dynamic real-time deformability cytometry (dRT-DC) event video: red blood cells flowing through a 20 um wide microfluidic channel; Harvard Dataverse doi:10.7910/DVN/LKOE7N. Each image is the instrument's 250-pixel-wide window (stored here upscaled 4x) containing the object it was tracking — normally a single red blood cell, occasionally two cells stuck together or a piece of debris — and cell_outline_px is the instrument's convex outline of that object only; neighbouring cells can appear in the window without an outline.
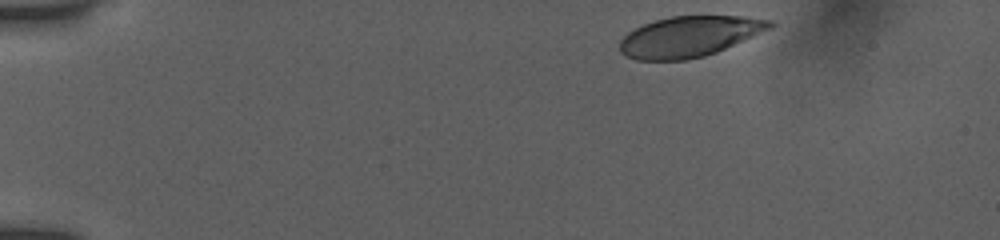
{"species": "human", "species_latin": "Homo sapiens", "temperature_condition": "room temperature", "stored_images_in_passage": 40, "camera_frame_rate_fps": 3000, "um_per_image_px": 0.085, "donor": {"sex": "female"}, "frame": {"image": 1, "passage_image": 1, "time_ms": 0.0, "image_size_px": [1000, 240], "cell_outline_px": [[776, 24], [772, 28], [716, 52], [704, 56], [688, 60], [636, 60], [624, 56], [620, 52], [620, 40], [628, 32], [644, 24], [656, 20], [672, 16], [748, 16], [772, 20]], "centroid_in_image_um": [58.61, 3.1], "position_along_channel_um": 26.4, "area_um2": 35.6}}
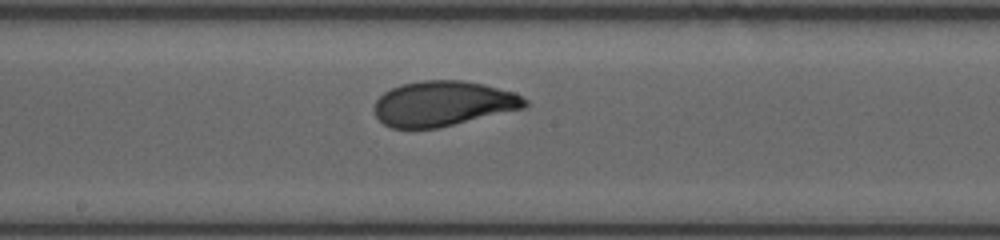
{"frame": {"image": 2, "passage_image": 23, "time_ms": 7.333, "image_size_px": [1000, 240], "cell_outline_px": [[528, 104], [524, 108], [436, 128], [392, 128], [384, 124], [376, 116], [376, 100], [384, 92], [400, 84], [424, 80], [464, 80], [484, 84], [516, 92], [528, 100]], "centroid_in_image_um": [37.69, 8.79], "position_along_channel_um": 210.5, "area_um2": 39.42}}
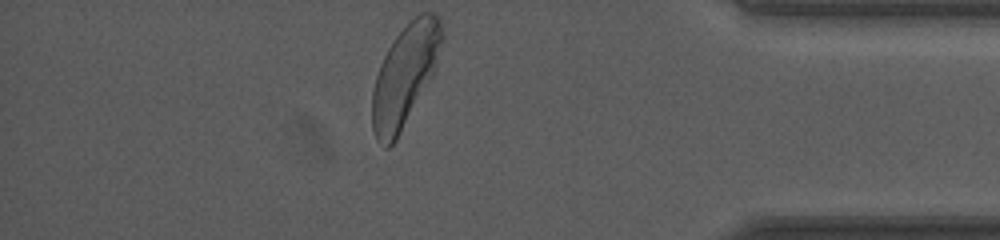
{"frame": {"image": 3, "passage_image": 40, "time_ms": 13.0, "image_size_px": [1000, 240], "cell_outline_px": [[444, 40], [432, 76], [396, 140], [388, 148], [384, 148], [376, 140], [372, 128], [372, 92], [376, 76], [380, 64], [388, 48], [396, 36], [420, 12], [436, 12], [440, 16], [444, 32]], "centroid_in_image_um": [34.43, 6.4], "position_along_channel_um": 400.8, "area_um2": 41.15}, "authors_computed_cell_mechanics": {"area_um2": 39.3329, "velocity_mm_per_s": 3.8396, "shape_relaxation_time_tau1_ms": 2.92, "shape_relaxation_time_tau2_ms": 0.7806, "deformation_change_tau1": 0.1585, "deformation_change_tau2": 0.0666}}